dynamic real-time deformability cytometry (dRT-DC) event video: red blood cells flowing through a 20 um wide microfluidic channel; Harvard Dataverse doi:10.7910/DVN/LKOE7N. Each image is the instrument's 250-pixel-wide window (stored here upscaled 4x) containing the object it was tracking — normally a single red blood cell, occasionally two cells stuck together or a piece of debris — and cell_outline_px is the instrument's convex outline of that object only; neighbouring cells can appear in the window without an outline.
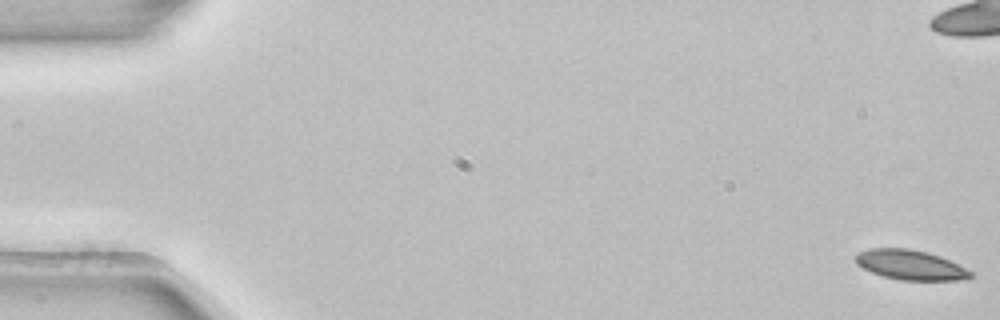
{"species": "common noctule bat (a hibernating species)", "species_latin": "Nyctalus noctula", "temperature_condition": "room temperature", "stored_images_in_passage": 5, "camera_frame_rate_fps": 3000, "um_per_image_px": 0.085, "animal": {"sex": "female", "body_mass_g": 22.7, "forearm_length_mm": 54.2}, "frame": {"image": 1, "passage_image": 1, "time_ms": 0.0, "image_size_px": [1000, 320], "cell_outline_px": [[972, 276], [968, 280], [900, 280], [880, 276], [856, 264], [852, 256], [856, 252], [868, 248], [908, 248], [928, 252], [940, 256], [972, 272]], "centroid_in_image_um": [77.31, 22.51], "position_along_channel_um": 7.7, "area_um2": 20.23}}